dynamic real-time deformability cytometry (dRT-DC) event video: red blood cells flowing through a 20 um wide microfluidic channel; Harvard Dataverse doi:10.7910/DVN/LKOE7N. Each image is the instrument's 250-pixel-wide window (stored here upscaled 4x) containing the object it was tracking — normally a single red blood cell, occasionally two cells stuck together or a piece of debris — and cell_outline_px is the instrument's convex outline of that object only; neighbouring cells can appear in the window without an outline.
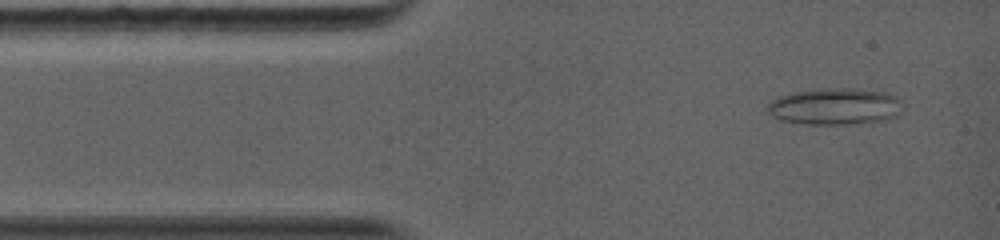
{"species": "common noctule bat (a hibernating species)", "species_latin": "Nyctalus noctula", "temperature_condition": "warm", "stored_images_in_passage": 53, "camera_frame_rate_fps": 5000, "um_per_image_px": 0.085, "animal": {"sex": "female", "body_mass_g": 19.0, "forearm_length_mm": 56.7}, "frame": {"image": 1, "passage_image": 3, "time_ms": 0.6, "image_size_px": [1000, 240], "cell_outline_px": [[896, 112], [892, 116], [880, 120], [848, 124], [804, 124], [780, 120], [772, 116], [768, 112], [768, 104], [772, 100], [780, 96], [792, 92], [828, 88], [856, 88], [888, 92], [896, 96]], "centroid_in_image_um": [70.85, 9.03], "position_along_channel_um": 14.1, "area_um2": 28.21}}
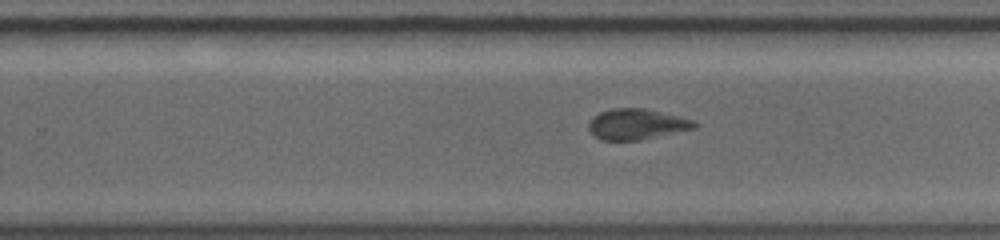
{"frame": {"image": 2, "passage_image": 28, "time_ms": 8.0, "image_size_px": [1000, 240], "cell_outline_px": [[700, 124], [696, 128], [640, 140], [600, 140], [588, 128], [588, 124], [592, 116], [600, 112], [612, 108], [644, 108], [692, 120]], "centroid_in_image_um": [54.1, 10.56], "position_along_channel_um": 275.7, "area_um2": 18.79}}
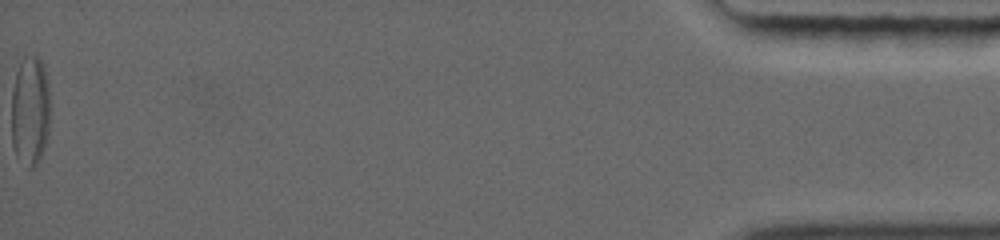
{"frame": {"image": 3, "passage_image": 53, "time_ms": 15.2, "image_size_px": [1000, 240], "cell_outline_px": [[48, 132], [44, 148], [36, 164], [32, 168], [28, 168], [16, 156], [12, 144], [12, 88], [16, 72], [24, 56], [36, 56], [44, 64], [48, 84]], "centroid_in_image_um": [2.54, 9.41], "position_along_channel_um": 432.7, "area_um2": 24.62}, "authors_computed_cell_mechanics": {"area_um2": 20.8658, "velocity_mm_per_s": 4.1999, "shape_relaxation_time_tau1_ms": null, "shape_relaxation_time_tau2_ms": 1.0788, "deformation_change_tau1": null, "deformation_change_tau2": 0.0723}}